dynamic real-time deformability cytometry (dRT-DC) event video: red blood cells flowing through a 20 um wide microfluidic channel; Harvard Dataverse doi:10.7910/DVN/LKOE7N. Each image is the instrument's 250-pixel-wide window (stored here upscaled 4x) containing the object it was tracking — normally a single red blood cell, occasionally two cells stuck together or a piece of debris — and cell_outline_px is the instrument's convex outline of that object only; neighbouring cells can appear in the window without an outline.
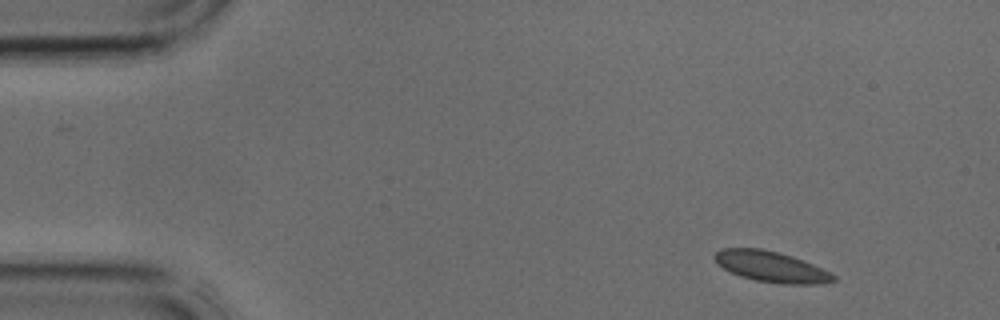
{"species": "common noctule bat (a hibernating species)", "species_latin": "Nyctalus noctula", "temperature_condition": "cold", "stored_images_in_passage": 3, "camera_frame_rate_fps": 3000, "um_per_image_px": 0.085, "animal": {"sex": "male", "body_mass_g": 17.9, "forearm_length_mm": 54.2}, "frame": {"image": 1, "passage_image": 1, "time_ms": 0.0, "image_size_px": [1000, 320], "cell_outline_px": [[836, 280], [816, 284], [780, 284], [756, 280], [740, 276], [724, 268], [712, 256], [720, 248], [760, 248], [780, 252], [792, 256], [812, 264], [836, 276]], "centroid_in_image_um": [65.53, 22.66], "position_along_channel_um": 19.5, "area_um2": 21.04}}